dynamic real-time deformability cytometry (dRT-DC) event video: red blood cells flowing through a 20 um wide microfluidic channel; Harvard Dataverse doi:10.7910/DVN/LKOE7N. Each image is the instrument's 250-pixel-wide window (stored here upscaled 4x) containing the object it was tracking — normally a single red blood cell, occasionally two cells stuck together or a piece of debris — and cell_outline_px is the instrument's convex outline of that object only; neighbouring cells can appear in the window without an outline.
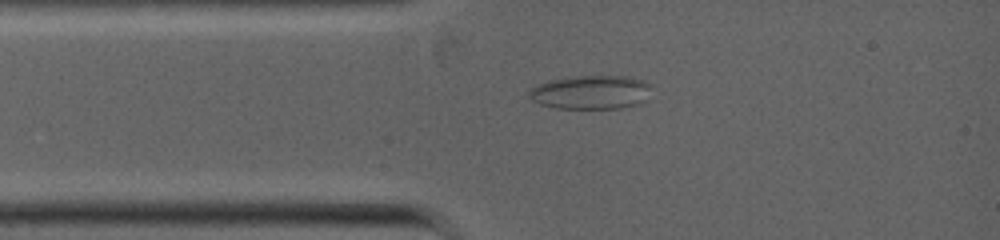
{"species": "common noctule bat (a hibernating species)", "species_latin": "Nyctalus noctula", "temperature_condition": "warm", "stored_images_in_passage": 2, "camera_frame_rate_fps": 5000, "um_per_image_px": 0.085, "animal": {"sex": "female", "body_mass_g": 19.0, "forearm_length_mm": 53.3}, "frame": {"image": 1, "passage_image": 2, "time_ms": 0.8, "image_size_px": [1000, 240], "cell_outline_px": [[652, 84], [648, 100], [640, 104], [620, 108], [556, 108], [540, 104], [532, 100], [528, 96], [528, 92], [532, 88], [548, 80], [576, 76], [624, 76], [644, 80]], "centroid_in_image_um": [50.28, 7.84], "position_along_channel_um": 34.7, "area_um2": 24.33}}